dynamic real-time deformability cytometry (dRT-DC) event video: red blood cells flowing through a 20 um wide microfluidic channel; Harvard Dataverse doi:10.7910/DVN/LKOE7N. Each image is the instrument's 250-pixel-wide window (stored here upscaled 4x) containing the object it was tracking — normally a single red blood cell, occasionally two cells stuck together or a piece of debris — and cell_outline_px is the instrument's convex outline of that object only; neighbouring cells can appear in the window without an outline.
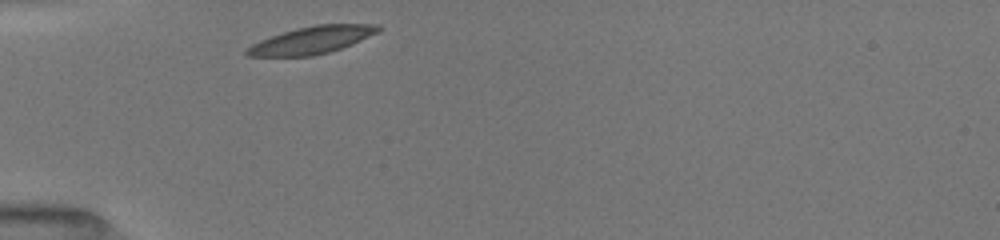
{"species": "common noctule bat (a hibernating species)", "species_latin": "Nyctalus noctula", "temperature_condition": "room temperature", "stored_images_in_passage": 7, "camera_frame_rate_fps": 3000, "um_per_image_px": 0.085, "animal": {"sex": "female", "body_mass_g": 19.5, "forearm_length_mm": 54.1}, "frame": {"image": 1, "passage_image": 1, "time_ms": 0.0, "image_size_px": [1000, 240], "cell_outline_px": [[384, 28], [380, 32], [352, 44], [328, 52], [312, 56], [248, 56], [244, 52], [252, 44], [260, 40], [296, 28], [316, 24], [380, 24]], "centroid_in_image_um": [26.57, 3.39], "position_along_channel_um": 58.4, "area_um2": 20.92}}
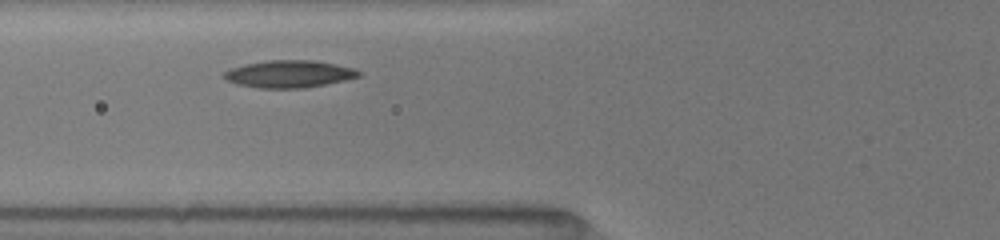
{"frame": {"image": 2, "passage_image": 5, "time_ms": 1.333, "image_size_px": [1000, 240], "cell_outline_px": [[360, 76], [344, 80], [304, 88], [260, 88], [236, 84], [220, 76], [224, 72], [232, 68], [244, 64], [264, 60], [312, 60], [336, 64], [356, 68], [360, 72]], "centroid_in_image_um": [24.55, 6.28], "position_along_channel_um": 101.2, "area_um2": 21.44}}
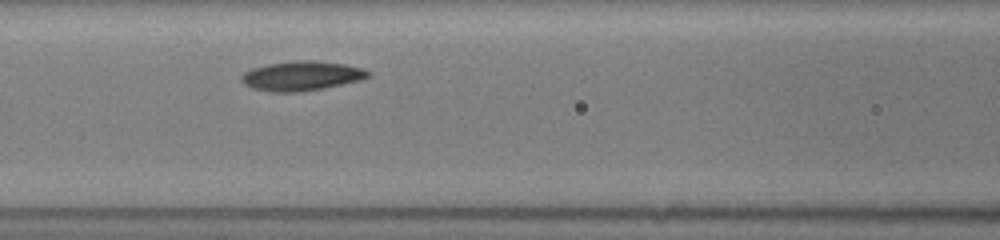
{"frame": {"image": 3, "passage_image": 7, "time_ms": 2.333, "image_size_px": [1000, 240], "cell_outline_px": [[372, 76], [360, 80], [324, 88], [300, 92], [272, 92], [252, 88], [244, 84], [240, 80], [240, 76], [244, 72], [252, 68], [268, 64], [296, 60], [316, 60], [344, 64], [364, 68], [372, 72]], "centroid_in_image_um": [25.66, 6.45], "position_along_channel_um": 140.9, "area_um2": 22.02}}